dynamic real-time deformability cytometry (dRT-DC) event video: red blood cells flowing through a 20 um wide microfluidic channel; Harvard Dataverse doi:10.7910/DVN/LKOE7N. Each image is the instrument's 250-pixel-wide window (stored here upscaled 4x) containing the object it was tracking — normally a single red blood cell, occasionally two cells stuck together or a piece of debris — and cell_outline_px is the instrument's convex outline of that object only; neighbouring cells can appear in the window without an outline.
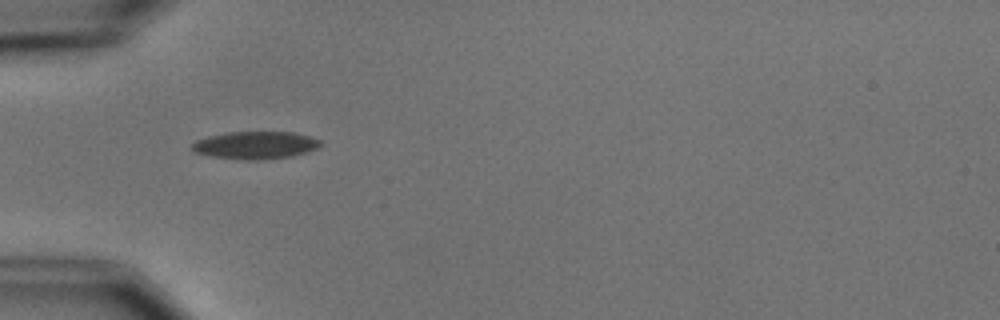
{"species": "common noctule bat (a hibernating species)", "species_latin": "Nyctalus noctula", "temperature_condition": "cold", "stored_images_in_passage": 6, "camera_frame_rate_fps": 3000, "um_per_image_px": 0.085, "animal": {"sex": "male", "body_mass_g": 15.6}, "frame": {"image": 1, "passage_image": 5, "time_ms": 5.0, "image_size_px": [1000, 320], "cell_outline_px": [[324, 144], [308, 152], [292, 156], [256, 160], [240, 160], [208, 156], [196, 152], [188, 148], [196, 140], [208, 136], [228, 132], [292, 132], [308, 136], [320, 140]], "centroid_in_image_um": [21.68, 12.35], "position_along_channel_um": 63.3, "area_um2": 20.81}}